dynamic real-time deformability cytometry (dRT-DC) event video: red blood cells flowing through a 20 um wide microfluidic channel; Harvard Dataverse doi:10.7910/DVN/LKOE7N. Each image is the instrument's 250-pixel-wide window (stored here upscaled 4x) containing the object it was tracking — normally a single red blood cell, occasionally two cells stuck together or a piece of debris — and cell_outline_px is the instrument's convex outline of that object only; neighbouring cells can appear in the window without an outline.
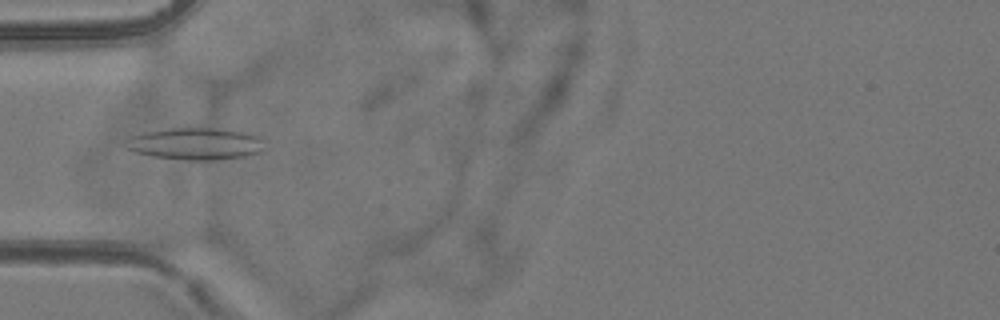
{"species": "common noctule bat (a hibernating species)", "species_latin": "Nyctalus noctula", "temperature_condition": "room temperature", "stored_images_in_passage": 53, "camera_frame_rate_fps": 3000, "um_per_image_px": 0.085, "animal": {"sex": "female", "body_mass_g": 24.6, "forearm_length_mm": 56.2}, "frame": {"image": 1, "passage_image": 17, "time_ms": 5.333, "image_size_px": [1000, 320], "cell_outline_px": [[268, 148], [264, 152], [244, 156], [208, 160], [188, 160], [152, 156], [136, 152], [124, 148], [124, 140], [128, 136], [144, 132], [172, 128], [224, 128], [244, 132], [256, 136]], "centroid_in_image_um": [16.59, 12.21], "position_along_channel_um": 68.4, "area_um2": 26.13}}
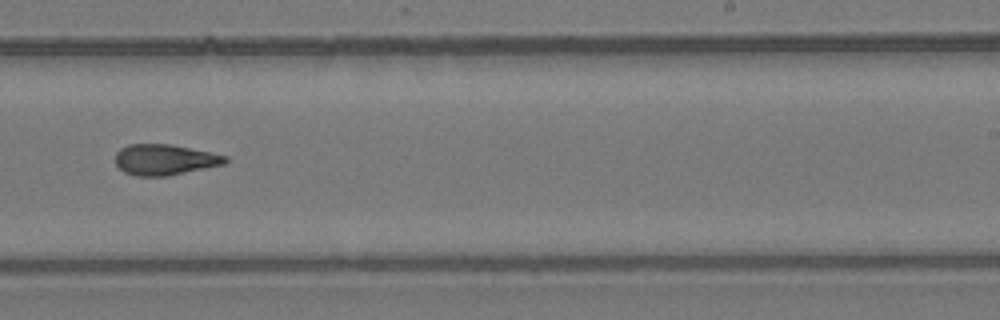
{"frame": {"image": 2, "passage_image": 33, "time_ms": 10.667, "image_size_px": [1000, 320], "cell_outline_px": [[228, 160], [224, 164], [168, 176], [136, 176], [124, 172], [116, 164], [116, 152], [120, 148], [128, 144], [168, 144], [228, 156]], "centroid_in_image_um": [13.97, 13.58], "position_along_channel_um": 275.0, "area_um2": 19.54}}
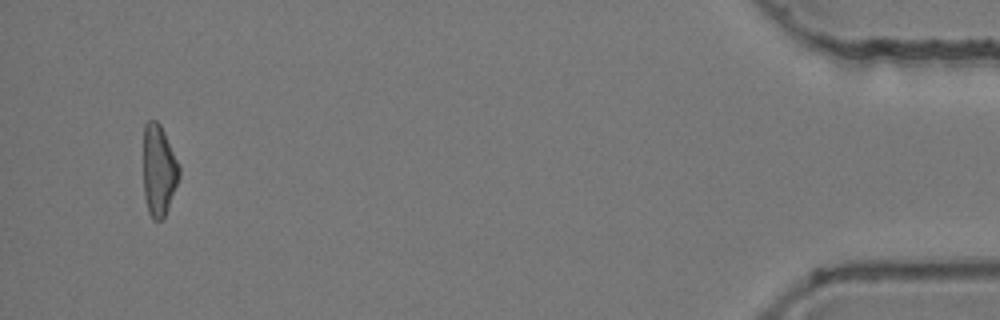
{"frame": {"image": 3, "passage_image": 51, "time_ms": 16.667, "image_size_px": [1000, 320], "cell_outline_px": [[180, 176], [168, 208], [164, 216], [160, 220], [152, 220], [148, 212], [144, 196], [144, 124], [148, 120], [156, 120], [160, 124], [180, 164]], "centroid_in_image_um": [13.5, 14.48], "position_along_channel_um": 421.7, "area_um2": 19.13}, "authors_computed_cell_mechanics": {"area_um2": 19.9988, "velocity_mm_per_s": 3.8477, "shape_relaxation_time_tau1_ms": null, "shape_relaxation_time_tau2_ms": 2.7341, "deformation_change_tau1": null, "deformation_change_tau2": 0.1089}}